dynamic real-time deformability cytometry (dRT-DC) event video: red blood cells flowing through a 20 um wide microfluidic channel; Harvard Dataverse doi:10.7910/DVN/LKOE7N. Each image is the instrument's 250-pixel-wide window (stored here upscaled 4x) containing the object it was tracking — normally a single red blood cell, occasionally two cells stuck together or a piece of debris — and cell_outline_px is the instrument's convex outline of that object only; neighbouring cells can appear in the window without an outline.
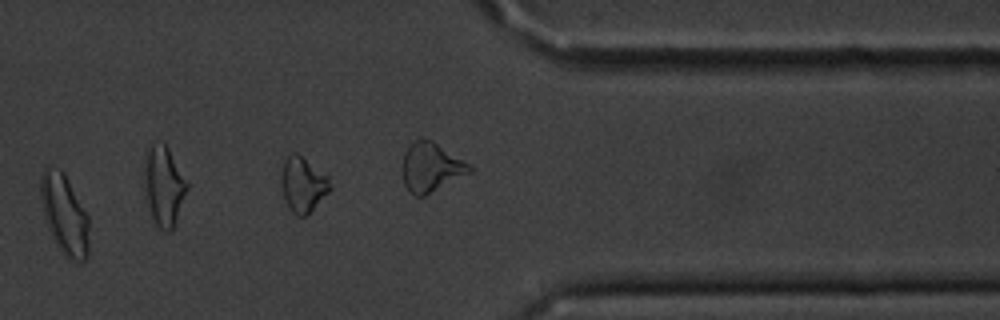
{"species": "common noctule bat (a hibernating species)", "species_latin": "Nyctalus noctula", "temperature_condition": "cold", "stored_images_in_passage": 15, "camera_frame_rate_fps": 3000, "um_per_image_px": 0.085, "animal": {"sex": "male", "body_mass_g": 20.1, "forearm_length_mm": 53.5}, "frame": {"image": 1, "passage_image": 13, "time_ms": 14.667, "image_size_px": [1000, 320], "cell_outline_px": [[88, 256], [84, 260], [68, 260], [64, 256], [56, 244], [48, 228], [44, 216], [40, 196], [40, 172], [48, 164], [60, 168], [64, 172], [88, 216]], "centroid_in_image_um": [5.45, 18.17], "position_along_channel_um": 406.0, "area_um2": 22.77}, "authors_computed_cell_mechanics": {"area_um2": 16.6464, "velocity_mm_per_s": 3.6174, "shape_relaxation_time_tau1_ms": 6.6122, "shape_relaxation_time_tau2_ms": null, "deformation_change_tau1": 0.1249, "deformation_change_tau2": null}}